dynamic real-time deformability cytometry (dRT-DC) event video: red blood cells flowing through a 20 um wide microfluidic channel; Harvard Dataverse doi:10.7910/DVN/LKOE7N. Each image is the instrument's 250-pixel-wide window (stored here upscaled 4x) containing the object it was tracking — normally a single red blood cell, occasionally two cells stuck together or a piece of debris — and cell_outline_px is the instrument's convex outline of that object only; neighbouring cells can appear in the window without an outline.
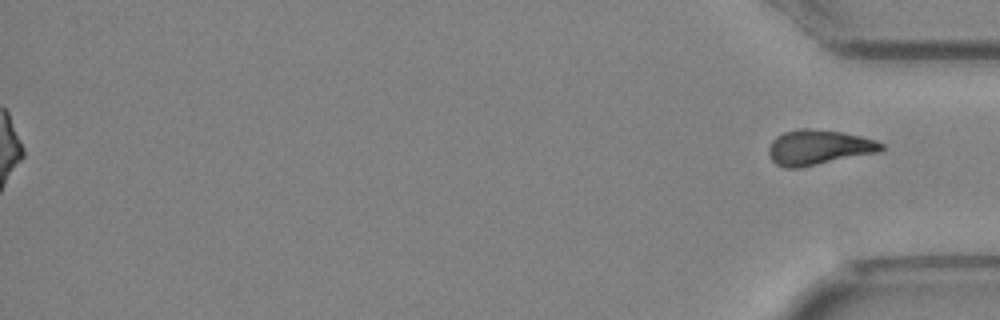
{"species": "Egyptian fruit bat (a non-hibernating species)", "species_latin": "Rousettus aegyptiacus", "temperature_condition": "cold", "stored_images_in_passage": 41, "segment_of_instrument_passage": [2, 2], "camera_frame_rate_fps": 3000, "um_per_image_px": 0.085, "animal": {"sex": "female"}, "frame": {"image": 1, "passage_image": 41, "time_ms": 13.333, "image_size_px": [1000, 320], "cell_outline_px": [[884, 148], [880, 152], [796, 168], [784, 168], [776, 164], [772, 160], [768, 152], [768, 148], [772, 140], [776, 136], [784, 132], [800, 128], [808, 128], [840, 132], [860, 136], [876, 140], [884, 144]], "centroid_in_image_um": [69.57, 12.52], "position_along_channel_um": 365.6, "area_um2": 22.89}}